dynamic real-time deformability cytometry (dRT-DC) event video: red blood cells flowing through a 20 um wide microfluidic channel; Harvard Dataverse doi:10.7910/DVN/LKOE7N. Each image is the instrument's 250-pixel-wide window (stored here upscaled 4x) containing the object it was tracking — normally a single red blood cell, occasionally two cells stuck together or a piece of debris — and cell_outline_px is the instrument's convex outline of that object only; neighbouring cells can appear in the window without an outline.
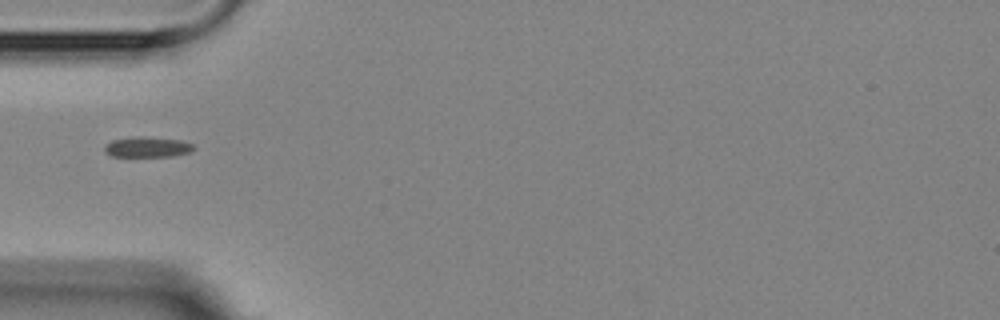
{"species": "Egyptian fruit bat (a non-hibernating species)", "species_latin": "Rousettus aegyptiacus", "temperature_condition": "room temperature", "stored_images_in_passage": 4, "segment_of_instrument_passage": [2, 2], "camera_frame_rate_fps": 3000, "um_per_image_px": 0.085, "animal": {"sex": "female"}, "frame": {"image": 1, "passage_image": 4, "time_ms": 3.667, "image_size_px": [1000, 320], "cell_outline_px": [[196, 148], [188, 152], [172, 156], [112, 156], [104, 152], [104, 144], [112, 140], [136, 136], [144, 136], [180, 140], [192, 144]], "centroid_in_image_um": [12.48, 12.49], "position_along_channel_um": 72.5, "area_um2": 10.58}}